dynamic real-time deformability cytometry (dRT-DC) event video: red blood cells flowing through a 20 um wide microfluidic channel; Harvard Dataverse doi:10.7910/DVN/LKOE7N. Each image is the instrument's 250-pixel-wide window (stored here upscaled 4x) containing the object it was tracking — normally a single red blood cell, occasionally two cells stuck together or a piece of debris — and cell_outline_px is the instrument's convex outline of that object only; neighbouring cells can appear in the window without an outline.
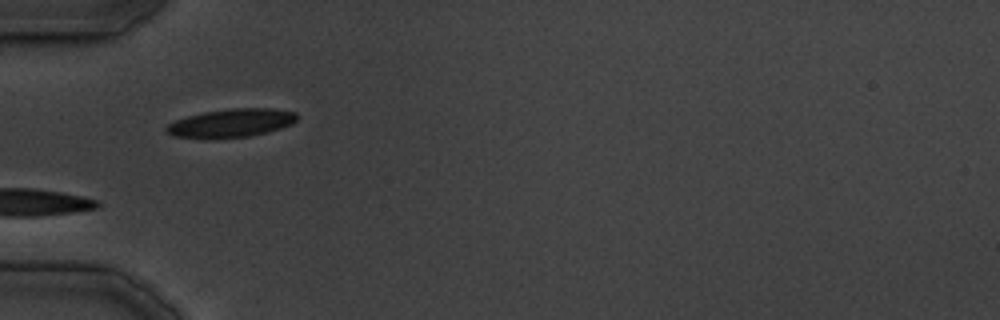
{"species": "common noctule bat (a hibernating species)", "species_latin": "Nyctalus noctula", "temperature_condition": "cold", "stored_images_in_passage": 26, "camera_frame_rate_fps": 3000, "um_per_image_px": 0.085, "animal": {"sex": "male", "body_mass_g": 19.5, "forearm_length_mm": 54.6}, "frame": {"image": 1, "passage_image": 1, "time_ms": 0.0, "image_size_px": [1000, 320], "cell_outline_px": [[300, 116], [292, 124], [268, 132], [248, 136], [212, 140], [204, 140], [172, 136], [164, 132], [164, 128], [168, 124], [176, 120], [188, 116], [204, 112], [232, 108], [272, 108], [296, 112]], "centroid_in_image_um": [19.61, 10.48], "position_along_channel_um": 65.4, "area_um2": 22.2}}
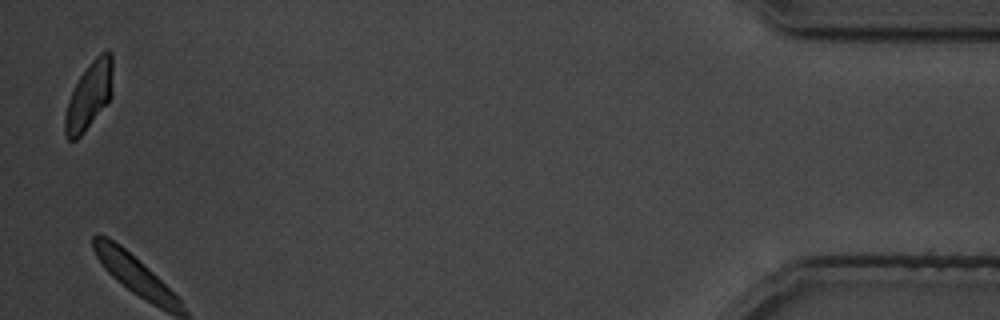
{"frame": {"image": 2, "passage_image": 26, "time_ms": 30.667, "image_size_px": [1000, 320], "cell_outline_px": [[112, 96], [84, 132], [76, 140], [68, 140], [64, 132], [64, 116], [68, 100], [80, 76], [88, 64], [100, 52], [108, 48], [112, 56]], "centroid_in_image_um": [7.57, 8.11], "position_along_channel_um": 427.6, "area_um2": 18.73}}